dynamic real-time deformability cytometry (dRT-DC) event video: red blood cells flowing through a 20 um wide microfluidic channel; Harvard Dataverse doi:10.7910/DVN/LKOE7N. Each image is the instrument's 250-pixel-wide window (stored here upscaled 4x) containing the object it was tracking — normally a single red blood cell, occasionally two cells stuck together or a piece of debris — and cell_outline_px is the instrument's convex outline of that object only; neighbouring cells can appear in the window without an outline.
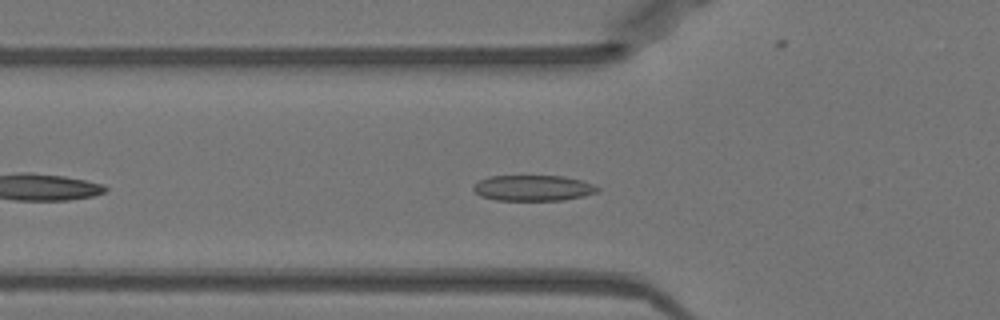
{"species": "Egyptian fruit bat (a non-hibernating species)", "species_latin": "Rousettus aegyptiacus", "temperature_condition": "warm", "stored_images_in_passage": 41, "camera_frame_rate_fps": 3000, "um_per_image_px": 0.085, "animal": {"sex": "female"}, "frame": {"image": 1, "passage_image": 7, "time_ms": 2.0, "image_size_px": [1000, 320], "cell_outline_px": [[600, 192], [584, 196], [564, 200], [496, 200], [480, 196], [472, 188], [480, 180], [488, 176], [564, 176], [580, 180], [592, 184], [600, 188]], "centroid_in_image_um": [45.34, 15.98], "position_along_channel_um": 80.5, "area_um2": 18.61}}
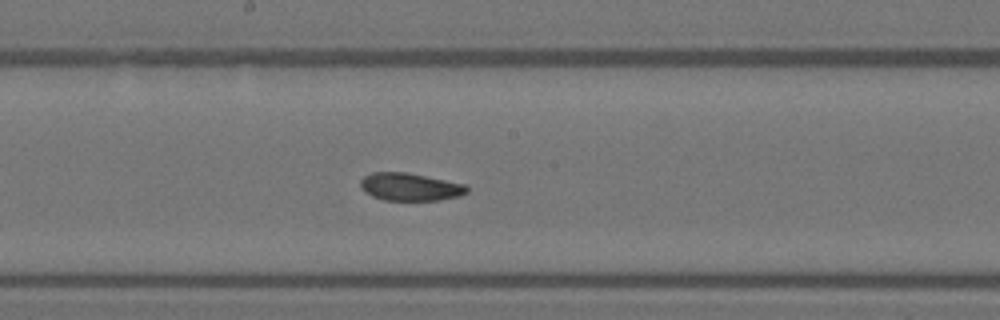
{"frame": {"image": 2, "passage_image": 17, "time_ms": 5.333, "image_size_px": [1000, 320], "cell_outline_px": [[468, 192], [460, 196], [440, 200], [384, 200], [372, 196], [364, 192], [360, 188], [360, 180], [364, 176], [372, 172], [404, 172], [468, 184]], "centroid_in_image_um": [34.86, 15.88], "position_along_channel_um": 213.3, "area_um2": 17.34}}
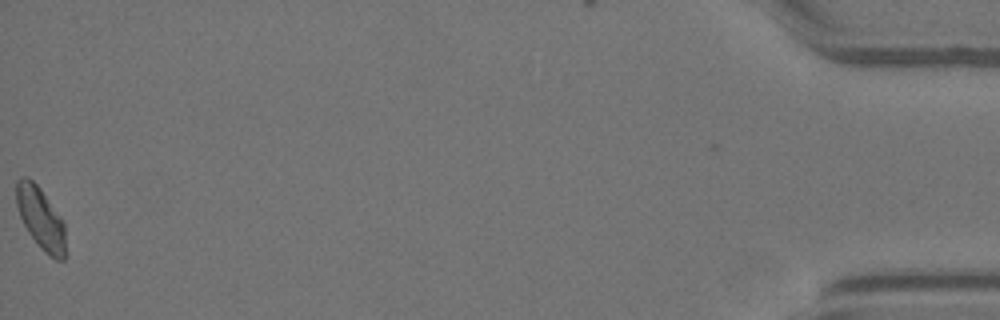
{"frame": {"image": 3, "passage_image": 41, "time_ms": 13.333, "image_size_px": [1000, 320], "cell_outline_px": [[64, 260], [56, 260], [44, 252], [40, 248], [28, 232], [20, 216], [16, 204], [16, 180], [20, 176], [28, 176], [40, 188], [64, 220]], "centroid_in_image_um": [3.44, 18.52], "position_along_channel_um": 431.8, "area_um2": 17.8}, "authors_computed_cell_mechanics": {"area_um2": 17.6868, "velocity_mm_per_s": 3.9577, "shape_relaxation_time_tau1_ms": 6.5381, "shape_relaxation_time_tau2_ms": 1.9327, "deformation_change_tau1": 0.1541, "deformation_change_tau2": 0.0775}}